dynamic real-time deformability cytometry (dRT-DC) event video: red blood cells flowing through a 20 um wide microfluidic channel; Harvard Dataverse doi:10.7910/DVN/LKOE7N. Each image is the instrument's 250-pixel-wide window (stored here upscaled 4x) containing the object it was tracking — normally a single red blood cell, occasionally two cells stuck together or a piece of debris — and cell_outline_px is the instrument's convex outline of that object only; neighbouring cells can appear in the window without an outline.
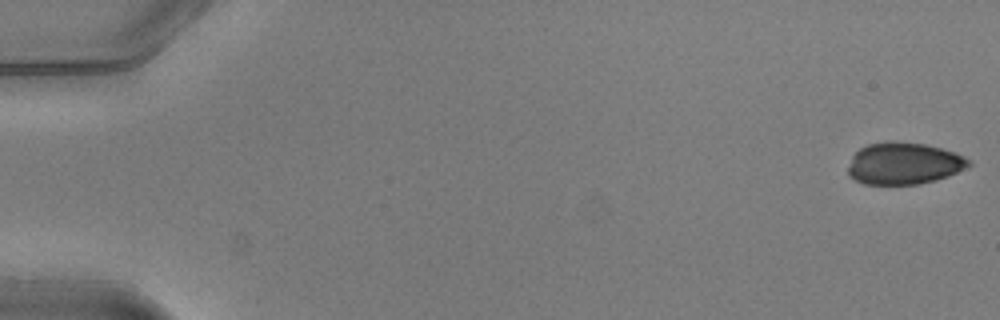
{"species": "common noctule bat (a hibernating species)", "species_latin": "Nyctalus noctula", "temperature_condition": "warm", "stored_images_in_passage": 10, "camera_frame_rate_fps": 3000, "um_per_image_px": 0.085, "animal": {"sex": "male", "body_mass_g": 20.5, "forearm_length_mm": 52.5}, "frame": {"image": 1, "passage_image": 1, "time_ms": 0.0, "image_size_px": [1000, 320], "cell_outline_px": [[972, 164], [948, 176], [936, 180], [920, 184], [864, 184], [848, 176], [848, 168], [852, 156], [860, 148], [868, 144], [888, 140], [896, 140], [924, 144], [956, 152], [964, 156]], "centroid_in_image_um": [76.81, 13.88], "position_along_channel_um": 8.2, "area_um2": 29.59}}